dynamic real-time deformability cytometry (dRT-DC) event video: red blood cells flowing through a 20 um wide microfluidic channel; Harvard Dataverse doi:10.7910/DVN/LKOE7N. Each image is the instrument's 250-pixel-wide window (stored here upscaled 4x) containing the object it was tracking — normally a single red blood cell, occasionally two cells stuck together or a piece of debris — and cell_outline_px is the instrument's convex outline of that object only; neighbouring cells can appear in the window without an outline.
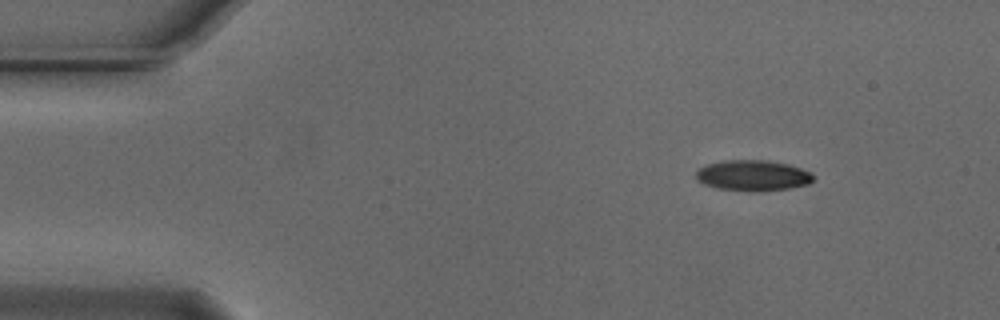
{"species": "Egyptian fruit bat (a non-hibernating species)", "species_latin": "Rousettus aegyptiacus", "temperature_condition": "cold", "stored_images_in_passage": 50, "segment_of_instrument_passage": [1, 2], "camera_frame_rate_fps": 3000, "um_per_image_px": 0.085, "animal": {"sex": "male"}, "frame": {"image": 1, "passage_image": 1, "time_ms": 0.0, "image_size_px": [1000, 320], "cell_outline_px": [[812, 180], [808, 184], [792, 188], [764, 192], [748, 192], [716, 188], [704, 184], [696, 180], [696, 172], [700, 168], [708, 164], [728, 160], [768, 160], [788, 164], [800, 168], [808, 172], [812, 176]], "centroid_in_image_um": [63.97, 14.94], "position_along_channel_um": 21.0, "area_um2": 21.15}}
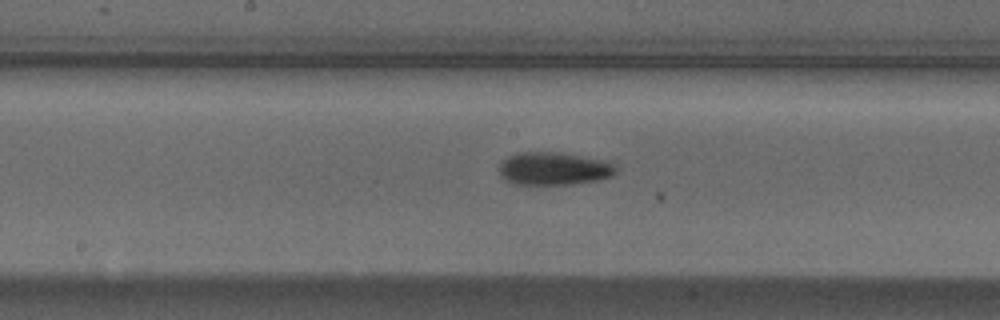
{"frame": {"image": 2, "passage_image": 22, "time_ms": 7.0, "image_size_px": [1000, 320], "cell_outline_px": [[616, 172], [612, 176], [596, 180], [572, 184], [516, 184], [500, 176], [500, 164], [508, 156], [516, 152], [560, 152], [604, 160], [612, 164], [616, 168]], "centroid_in_image_um": [47.06, 14.32], "position_along_channel_um": 201.1, "area_um2": 22.2}}
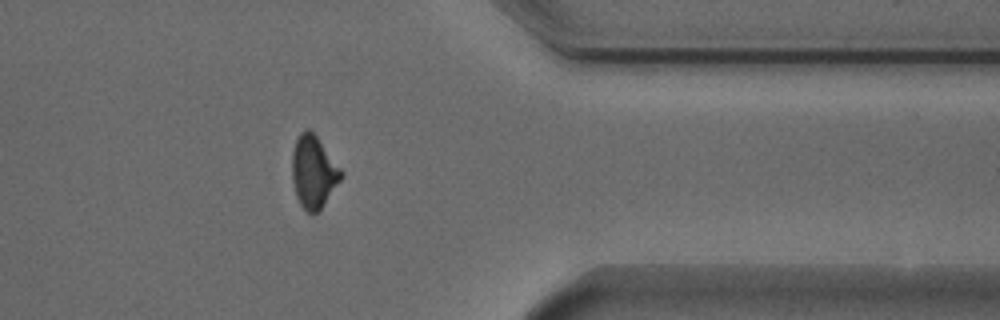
{"frame": {"image": 3, "passage_image": 38, "time_ms": 12.333, "image_size_px": [1000, 320], "cell_outline_px": [[344, 176], [320, 212], [312, 216], [300, 204], [296, 196], [292, 180], [292, 152], [296, 140], [300, 132], [304, 128], [308, 128], [316, 136], [344, 172]], "centroid_in_image_um": [26.66, 14.65], "position_along_channel_um": 384.7, "area_um2": 21.04}}